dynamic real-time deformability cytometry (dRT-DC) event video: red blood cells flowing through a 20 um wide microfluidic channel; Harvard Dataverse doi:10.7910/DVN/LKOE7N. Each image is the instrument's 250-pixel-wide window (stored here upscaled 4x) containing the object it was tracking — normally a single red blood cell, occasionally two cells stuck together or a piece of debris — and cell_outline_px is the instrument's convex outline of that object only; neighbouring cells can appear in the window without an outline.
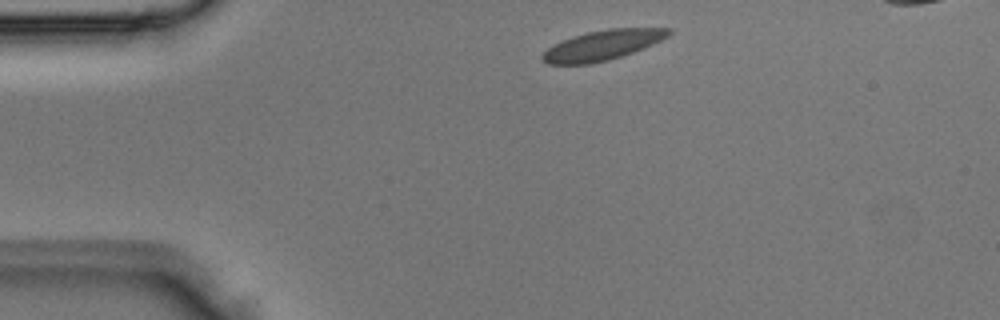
{"species": "Egyptian fruit bat (a non-hibernating species)", "species_latin": "Rousettus aegyptiacus", "temperature_condition": "room temperature", "stored_images_in_passage": 2, "camera_frame_rate_fps": 3000, "um_per_image_px": 0.085, "animal": {"sex": "male"}, "frame": {"image": 1, "passage_image": 1, "time_ms": 0.0, "image_size_px": [1000, 320], "cell_outline_px": [[672, 32], [668, 36], [644, 48], [608, 60], [588, 64], [548, 64], [540, 56], [548, 48], [564, 40], [588, 32], [608, 28], [672, 28]], "centroid_in_image_um": [51.24, 3.84], "position_along_channel_um": 33.8, "area_um2": 21.62}}